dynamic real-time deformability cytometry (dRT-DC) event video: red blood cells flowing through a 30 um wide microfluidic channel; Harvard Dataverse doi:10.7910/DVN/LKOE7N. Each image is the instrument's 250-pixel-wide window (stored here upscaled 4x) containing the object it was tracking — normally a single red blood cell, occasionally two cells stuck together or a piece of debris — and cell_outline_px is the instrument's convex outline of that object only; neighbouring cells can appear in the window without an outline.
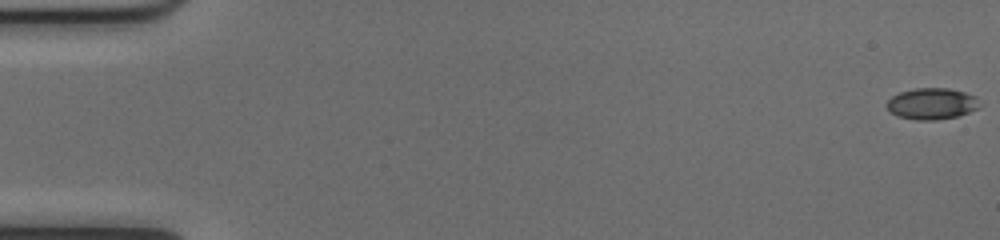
{"species": "common noctule bat (a hibernating species)", "species_latin": "Nyctalus noctula", "temperature_condition": "cold", "stored_images_in_passage": 53, "camera_frame_rate_fps": 3000, "um_per_image_px": 0.085, "animal": {"sex": "female", "body_mass_g": 17.0, "forearm_length_mm": 48.0}, "frame": {"image": 1, "passage_image": 1, "time_ms": 0.0, "image_size_px": [1000, 240], "cell_outline_px": [[980, 108], [956, 116], [936, 120], [916, 120], [896, 116], [888, 112], [888, 100], [892, 96], [900, 92], [916, 88], [948, 88], [964, 92], [972, 96]], "centroid_in_image_um": [79.14, 8.82], "position_along_channel_um": 5.9, "area_um2": 16.7}}
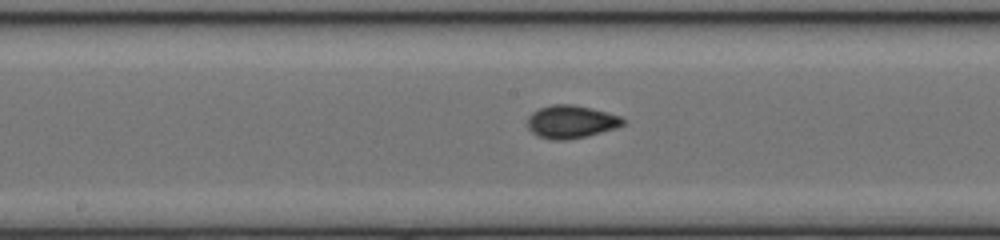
{"frame": {"image": 2, "passage_image": 28, "time_ms": 9.0, "image_size_px": [1000, 240], "cell_outline_px": [[624, 124], [616, 128], [568, 140], [552, 140], [540, 136], [532, 132], [528, 128], [528, 116], [532, 112], [540, 108], [552, 104], [576, 104], [592, 108], [620, 116], [624, 120]], "centroid_in_image_um": [48.52, 10.33], "position_along_channel_um": 199.7, "area_um2": 18.21}}
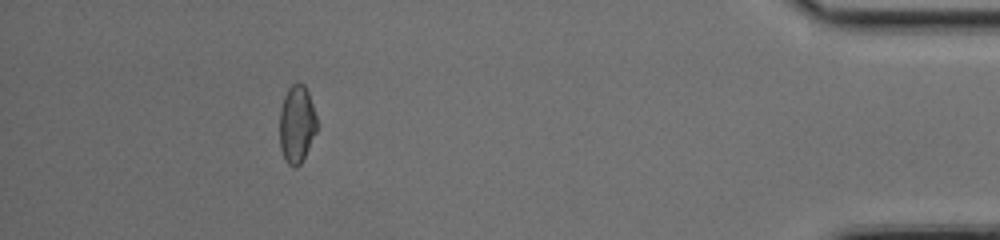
{"frame": {"image": 3, "passage_image": 48, "time_ms": 15.667, "image_size_px": [1000, 240], "cell_outline_px": [[316, 132], [300, 164], [296, 168], [292, 168], [284, 160], [280, 148], [280, 108], [284, 96], [288, 88], [292, 84], [304, 84], [308, 92], [316, 116]], "centroid_in_image_um": [25.2, 10.58], "position_along_channel_um": 410.0, "area_um2": 16.76}, "authors_computed_cell_mechanics": {"area_um2": 17.051, "velocity_mm_per_s": 4.0309, "shape_relaxation_time_tau1_ms": 4.4934, "shape_relaxation_time_tau2_ms": 1.8333, "deformation_change_tau1": 0.105, "deformation_change_tau2": 0.0554}}